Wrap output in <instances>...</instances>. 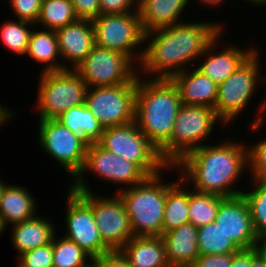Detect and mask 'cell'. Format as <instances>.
<instances>
[{"label":"cell","mask_w":266,"mask_h":267,"mask_svg":"<svg viewBox=\"0 0 266 267\" xmlns=\"http://www.w3.org/2000/svg\"><path fill=\"white\" fill-rule=\"evenodd\" d=\"M224 24L219 21H184L145 32V47L138 65V72H143V75L139 73V76L171 79L191 68L188 65L199 60L207 46L224 31Z\"/></svg>","instance_id":"obj_1"},{"label":"cell","mask_w":266,"mask_h":267,"mask_svg":"<svg viewBox=\"0 0 266 267\" xmlns=\"http://www.w3.org/2000/svg\"><path fill=\"white\" fill-rule=\"evenodd\" d=\"M175 167L194 191L224 198L238 196L244 190L234 186L248 168L247 144L227 139L220 144H206L187 153Z\"/></svg>","instance_id":"obj_2"},{"label":"cell","mask_w":266,"mask_h":267,"mask_svg":"<svg viewBox=\"0 0 266 267\" xmlns=\"http://www.w3.org/2000/svg\"><path fill=\"white\" fill-rule=\"evenodd\" d=\"M182 105L171 79H146L138 74L135 122L158 150L170 140Z\"/></svg>","instance_id":"obj_3"},{"label":"cell","mask_w":266,"mask_h":267,"mask_svg":"<svg viewBox=\"0 0 266 267\" xmlns=\"http://www.w3.org/2000/svg\"><path fill=\"white\" fill-rule=\"evenodd\" d=\"M163 172L147 176L142 182L117 193L130 218L134 236H162L166 192L176 183L164 182Z\"/></svg>","instance_id":"obj_4"},{"label":"cell","mask_w":266,"mask_h":267,"mask_svg":"<svg viewBox=\"0 0 266 267\" xmlns=\"http://www.w3.org/2000/svg\"><path fill=\"white\" fill-rule=\"evenodd\" d=\"M218 123L224 124L213 108L182 105L170 140L159 150L161 158L168 165L177 164L187 153L206 145Z\"/></svg>","instance_id":"obj_5"},{"label":"cell","mask_w":266,"mask_h":267,"mask_svg":"<svg viewBox=\"0 0 266 267\" xmlns=\"http://www.w3.org/2000/svg\"><path fill=\"white\" fill-rule=\"evenodd\" d=\"M258 50L256 49L230 77L218 85L214 110L225 126L231 125V122L236 121L237 116L244 112L259 86H266V75L261 73L262 65L259 62L261 59Z\"/></svg>","instance_id":"obj_6"},{"label":"cell","mask_w":266,"mask_h":267,"mask_svg":"<svg viewBox=\"0 0 266 267\" xmlns=\"http://www.w3.org/2000/svg\"><path fill=\"white\" fill-rule=\"evenodd\" d=\"M97 143L105 150L135 163L147 176L176 168L175 165H168L161 158L159 150L140 131L135 120L104 128L101 139Z\"/></svg>","instance_id":"obj_7"},{"label":"cell","mask_w":266,"mask_h":267,"mask_svg":"<svg viewBox=\"0 0 266 267\" xmlns=\"http://www.w3.org/2000/svg\"><path fill=\"white\" fill-rule=\"evenodd\" d=\"M35 109L38 119H55L85 103L87 84L74 69L40 73Z\"/></svg>","instance_id":"obj_8"},{"label":"cell","mask_w":266,"mask_h":267,"mask_svg":"<svg viewBox=\"0 0 266 267\" xmlns=\"http://www.w3.org/2000/svg\"><path fill=\"white\" fill-rule=\"evenodd\" d=\"M88 171L89 174L93 172L94 175L105 182L116 183V186L124 184L123 187L120 185L118 192L131 188L147 177L135 163L105 150L98 143L88 144L84 167L80 174L70 182L69 187L74 192L84 193L93 191L86 180Z\"/></svg>","instance_id":"obj_9"},{"label":"cell","mask_w":266,"mask_h":267,"mask_svg":"<svg viewBox=\"0 0 266 267\" xmlns=\"http://www.w3.org/2000/svg\"><path fill=\"white\" fill-rule=\"evenodd\" d=\"M92 24L96 46L123 53L135 64L137 63V66L140 64L145 32L138 10L123 14L100 15L92 20Z\"/></svg>","instance_id":"obj_10"},{"label":"cell","mask_w":266,"mask_h":267,"mask_svg":"<svg viewBox=\"0 0 266 267\" xmlns=\"http://www.w3.org/2000/svg\"><path fill=\"white\" fill-rule=\"evenodd\" d=\"M38 142L48 157L66 170L72 181L84 167L88 143L56 119H39Z\"/></svg>","instance_id":"obj_11"},{"label":"cell","mask_w":266,"mask_h":267,"mask_svg":"<svg viewBox=\"0 0 266 267\" xmlns=\"http://www.w3.org/2000/svg\"><path fill=\"white\" fill-rule=\"evenodd\" d=\"M74 70L88 88L128 83L139 74L137 64L127 55L96 45Z\"/></svg>","instance_id":"obj_12"},{"label":"cell","mask_w":266,"mask_h":267,"mask_svg":"<svg viewBox=\"0 0 266 267\" xmlns=\"http://www.w3.org/2000/svg\"><path fill=\"white\" fill-rule=\"evenodd\" d=\"M138 75L130 82L112 87L88 88L85 105L103 128L135 120V99Z\"/></svg>","instance_id":"obj_13"},{"label":"cell","mask_w":266,"mask_h":267,"mask_svg":"<svg viewBox=\"0 0 266 267\" xmlns=\"http://www.w3.org/2000/svg\"><path fill=\"white\" fill-rule=\"evenodd\" d=\"M66 196L64 237L75 242L92 258L111 252L103 243L91 208V192L77 193L69 186Z\"/></svg>","instance_id":"obj_14"},{"label":"cell","mask_w":266,"mask_h":267,"mask_svg":"<svg viewBox=\"0 0 266 267\" xmlns=\"http://www.w3.org/2000/svg\"><path fill=\"white\" fill-rule=\"evenodd\" d=\"M91 208L100 237L111 251H119L134 237L130 218L117 192L110 197L91 192Z\"/></svg>","instance_id":"obj_15"},{"label":"cell","mask_w":266,"mask_h":267,"mask_svg":"<svg viewBox=\"0 0 266 267\" xmlns=\"http://www.w3.org/2000/svg\"><path fill=\"white\" fill-rule=\"evenodd\" d=\"M215 222L240 250L255 248L258 237L249 204L242 194L220 203Z\"/></svg>","instance_id":"obj_16"},{"label":"cell","mask_w":266,"mask_h":267,"mask_svg":"<svg viewBox=\"0 0 266 267\" xmlns=\"http://www.w3.org/2000/svg\"><path fill=\"white\" fill-rule=\"evenodd\" d=\"M221 36H224L223 31L207 46L206 50L199 57V59L202 58L204 61L201 59L199 60L201 62L199 63L200 65L194 66L217 85L230 77L257 48L256 46H251L249 47L250 49H244L237 44L232 43L230 45L229 43L228 46H225L219 52V46L217 45L220 43Z\"/></svg>","instance_id":"obj_17"},{"label":"cell","mask_w":266,"mask_h":267,"mask_svg":"<svg viewBox=\"0 0 266 267\" xmlns=\"http://www.w3.org/2000/svg\"><path fill=\"white\" fill-rule=\"evenodd\" d=\"M56 34L61 59L64 60L62 70L74 69L95 45L94 27L91 20L78 19L57 29Z\"/></svg>","instance_id":"obj_18"},{"label":"cell","mask_w":266,"mask_h":267,"mask_svg":"<svg viewBox=\"0 0 266 267\" xmlns=\"http://www.w3.org/2000/svg\"><path fill=\"white\" fill-rule=\"evenodd\" d=\"M176 85L183 105L215 107L218 85L196 67L174 75L171 78Z\"/></svg>","instance_id":"obj_19"},{"label":"cell","mask_w":266,"mask_h":267,"mask_svg":"<svg viewBox=\"0 0 266 267\" xmlns=\"http://www.w3.org/2000/svg\"><path fill=\"white\" fill-rule=\"evenodd\" d=\"M189 3L190 0H138L144 32L182 23L181 15Z\"/></svg>","instance_id":"obj_20"},{"label":"cell","mask_w":266,"mask_h":267,"mask_svg":"<svg viewBox=\"0 0 266 267\" xmlns=\"http://www.w3.org/2000/svg\"><path fill=\"white\" fill-rule=\"evenodd\" d=\"M50 221L41 214H36L28 221L11 225L10 240H12L11 243L18 256L23 252L52 242L56 233V227L52 220Z\"/></svg>","instance_id":"obj_21"},{"label":"cell","mask_w":266,"mask_h":267,"mask_svg":"<svg viewBox=\"0 0 266 267\" xmlns=\"http://www.w3.org/2000/svg\"><path fill=\"white\" fill-rule=\"evenodd\" d=\"M119 251L131 267H163L168 263L161 236H134Z\"/></svg>","instance_id":"obj_22"},{"label":"cell","mask_w":266,"mask_h":267,"mask_svg":"<svg viewBox=\"0 0 266 267\" xmlns=\"http://www.w3.org/2000/svg\"><path fill=\"white\" fill-rule=\"evenodd\" d=\"M18 184H6L0 202V215L6 227L28 221L37 213V200L30 193V189Z\"/></svg>","instance_id":"obj_23"},{"label":"cell","mask_w":266,"mask_h":267,"mask_svg":"<svg viewBox=\"0 0 266 267\" xmlns=\"http://www.w3.org/2000/svg\"><path fill=\"white\" fill-rule=\"evenodd\" d=\"M198 228L191 223L164 233V242L168 262L192 264L200 255L198 248Z\"/></svg>","instance_id":"obj_24"},{"label":"cell","mask_w":266,"mask_h":267,"mask_svg":"<svg viewBox=\"0 0 266 267\" xmlns=\"http://www.w3.org/2000/svg\"><path fill=\"white\" fill-rule=\"evenodd\" d=\"M25 56L26 58L29 56L28 58L42 66L45 64L41 73L62 71V59L55 30H37L35 26L30 34Z\"/></svg>","instance_id":"obj_25"},{"label":"cell","mask_w":266,"mask_h":267,"mask_svg":"<svg viewBox=\"0 0 266 267\" xmlns=\"http://www.w3.org/2000/svg\"><path fill=\"white\" fill-rule=\"evenodd\" d=\"M178 177L180 180L166 192L162 235L189 222V185Z\"/></svg>","instance_id":"obj_26"},{"label":"cell","mask_w":266,"mask_h":267,"mask_svg":"<svg viewBox=\"0 0 266 267\" xmlns=\"http://www.w3.org/2000/svg\"><path fill=\"white\" fill-rule=\"evenodd\" d=\"M55 119L88 144L97 143L104 131L103 126L85 103L64 111Z\"/></svg>","instance_id":"obj_27"},{"label":"cell","mask_w":266,"mask_h":267,"mask_svg":"<svg viewBox=\"0 0 266 267\" xmlns=\"http://www.w3.org/2000/svg\"><path fill=\"white\" fill-rule=\"evenodd\" d=\"M224 199L222 196L200 193L189 187V223L203 228L215 222L220 203Z\"/></svg>","instance_id":"obj_28"},{"label":"cell","mask_w":266,"mask_h":267,"mask_svg":"<svg viewBox=\"0 0 266 267\" xmlns=\"http://www.w3.org/2000/svg\"><path fill=\"white\" fill-rule=\"evenodd\" d=\"M78 20L71 0H42L36 27L42 29L57 30Z\"/></svg>","instance_id":"obj_29"},{"label":"cell","mask_w":266,"mask_h":267,"mask_svg":"<svg viewBox=\"0 0 266 267\" xmlns=\"http://www.w3.org/2000/svg\"><path fill=\"white\" fill-rule=\"evenodd\" d=\"M197 241L200 255L238 253L240 251L216 222L198 228Z\"/></svg>","instance_id":"obj_30"},{"label":"cell","mask_w":266,"mask_h":267,"mask_svg":"<svg viewBox=\"0 0 266 267\" xmlns=\"http://www.w3.org/2000/svg\"><path fill=\"white\" fill-rule=\"evenodd\" d=\"M36 25L23 21H6L0 28V38L2 44L6 46L11 53L18 56H25L28 48L30 34Z\"/></svg>","instance_id":"obj_31"},{"label":"cell","mask_w":266,"mask_h":267,"mask_svg":"<svg viewBox=\"0 0 266 267\" xmlns=\"http://www.w3.org/2000/svg\"><path fill=\"white\" fill-rule=\"evenodd\" d=\"M250 182L253 183L252 188L244 190L242 195L249 204L253 226L259 239L266 236V179L251 178Z\"/></svg>","instance_id":"obj_32"},{"label":"cell","mask_w":266,"mask_h":267,"mask_svg":"<svg viewBox=\"0 0 266 267\" xmlns=\"http://www.w3.org/2000/svg\"><path fill=\"white\" fill-rule=\"evenodd\" d=\"M55 233L53 244V267H81L92 257L75 242L66 237H57Z\"/></svg>","instance_id":"obj_33"},{"label":"cell","mask_w":266,"mask_h":267,"mask_svg":"<svg viewBox=\"0 0 266 267\" xmlns=\"http://www.w3.org/2000/svg\"><path fill=\"white\" fill-rule=\"evenodd\" d=\"M248 170L256 179H266V137L247 144Z\"/></svg>","instance_id":"obj_34"},{"label":"cell","mask_w":266,"mask_h":267,"mask_svg":"<svg viewBox=\"0 0 266 267\" xmlns=\"http://www.w3.org/2000/svg\"><path fill=\"white\" fill-rule=\"evenodd\" d=\"M17 257V267H53V244L23 252Z\"/></svg>","instance_id":"obj_35"},{"label":"cell","mask_w":266,"mask_h":267,"mask_svg":"<svg viewBox=\"0 0 266 267\" xmlns=\"http://www.w3.org/2000/svg\"><path fill=\"white\" fill-rule=\"evenodd\" d=\"M17 20L36 24L39 17L42 0H8Z\"/></svg>","instance_id":"obj_36"},{"label":"cell","mask_w":266,"mask_h":267,"mask_svg":"<svg viewBox=\"0 0 266 267\" xmlns=\"http://www.w3.org/2000/svg\"><path fill=\"white\" fill-rule=\"evenodd\" d=\"M138 0H100V15L135 12Z\"/></svg>","instance_id":"obj_37"},{"label":"cell","mask_w":266,"mask_h":267,"mask_svg":"<svg viewBox=\"0 0 266 267\" xmlns=\"http://www.w3.org/2000/svg\"><path fill=\"white\" fill-rule=\"evenodd\" d=\"M78 19L94 20L100 16V0H71Z\"/></svg>","instance_id":"obj_38"},{"label":"cell","mask_w":266,"mask_h":267,"mask_svg":"<svg viewBox=\"0 0 266 267\" xmlns=\"http://www.w3.org/2000/svg\"><path fill=\"white\" fill-rule=\"evenodd\" d=\"M236 254L199 255L191 264V267H230Z\"/></svg>","instance_id":"obj_39"},{"label":"cell","mask_w":266,"mask_h":267,"mask_svg":"<svg viewBox=\"0 0 266 267\" xmlns=\"http://www.w3.org/2000/svg\"><path fill=\"white\" fill-rule=\"evenodd\" d=\"M96 263L98 267H131L120 251H111L96 257Z\"/></svg>","instance_id":"obj_40"},{"label":"cell","mask_w":266,"mask_h":267,"mask_svg":"<svg viewBox=\"0 0 266 267\" xmlns=\"http://www.w3.org/2000/svg\"><path fill=\"white\" fill-rule=\"evenodd\" d=\"M266 75V74H265ZM266 84V83H265ZM266 89V88H265ZM264 97V101L261 99V103H259L260 104V106H259V111L257 112L258 114H255V115H258L256 118H254L253 119V121H252V123H250V127L249 128H247V129H249L250 131L249 132H251V131H253V132H255V131H260L259 129L262 127V126H264V123L265 122H263V120H265V114H266V94H264L263 95ZM265 113V114H264ZM263 122V123H262Z\"/></svg>","instance_id":"obj_41"},{"label":"cell","mask_w":266,"mask_h":267,"mask_svg":"<svg viewBox=\"0 0 266 267\" xmlns=\"http://www.w3.org/2000/svg\"><path fill=\"white\" fill-rule=\"evenodd\" d=\"M230 267H251V249L240 250L233 257Z\"/></svg>","instance_id":"obj_42"},{"label":"cell","mask_w":266,"mask_h":267,"mask_svg":"<svg viewBox=\"0 0 266 267\" xmlns=\"http://www.w3.org/2000/svg\"><path fill=\"white\" fill-rule=\"evenodd\" d=\"M13 113L16 114L14 109L11 110L10 108H7V106H4L0 103V127L12 120L11 118L14 117Z\"/></svg>","instance_id":"obj_43"},{"label":"cell","mask_w":266,"mask_h":267,"mask_svg":"<svg viewBox=\"0 0 266 267\" xmlns=\"http://www.w3.org/2000/svg\"><path fill=\"white\" fill-rule=\"evenodd\" d=\"M254 249L266 263V236L258 239Z\"/></svg>","instance_id":"obj_44"},{"label":"cell","mask_w":266,"mask_h":267,"mask_svg":"<svg viewBox=\"0 0 266 267\" xmlns=\"http://www.w3.org/2000/svg\"><path fill=\"white\" fill-rule=\"evenodd\" d=\"M251 267H266L265 261L255 249H251Z\"/></svg>","instance_id":"obj_45"},{"label":"cell","mask_w":266,"mask_h":267,"mask_svg":"<svg viewBox=\"0 0 266 267\" xmlns=\"http://www.w3.org/2000/svg\"><path fill=\"white\" fill-rule=\"evenodd\" d=\"M224 1L226 0H199L200 3L202 4H206L205 6L208 5V7L212 8V7H218L222 5V3H224ZM221 4V5H220Z\"/></svg>","instance_id":"obj_46"},{"label":"cell","mask_w":266,"mask_h":267,"mask_svg":"<svg viewBox=\"0 0 266 267\" xmlns=\"http://www.w3.org/2000/svg\"><path fill=\"white\" fill-rule=\"evenodd\" d=\"M244 1H245V3L249 2L250 4H253V6L257 5L258 7H260V6L264 7L266 5V0H244Z\"/></svg>","instance_id":"obj_47"},{"label":"cell","mask_w":266,"mask_h":267,"mask_svg":"<svg viewBox=\"0 0 266 267\" xmlns=\"http://www.w3.org/2000/svg\"><path fill=\"white\" fill-rule=\"evenodd\" d=\"M163 267H191V265L190 264H183V263H171V262H168Z\"/></svg>","instance_id":"obj_48"},{"label":"cell","mask_w":266,"mask_h":267,"mask_svg":"<svg viewBox=\"0 0 266 267\" xmlns=\"http://www.w3.org/2000/svg\"><path fill=\"white\" fill-rule=\"evenodd\" d=\"M90 263H86L85 265L81 266V267H98L97 263H96V258H92L91 260H89Z\"/></svg>","instance_id":"obj_49"},{"label":"cell","mask_w":266,"mask_h":267,"mask_svg":"<svg viewBox=\"0 0 266 267\" xmlns=\"http://www.w3.org/2000/svg\"><path fill=\"white\" fill-rule=\"evenodd\" d=\"M7 184V182L3 181L2 177L0 178V202L2 199V194L4 191V186Z\"/></svg>","instance_id":"obj_50"},{"label":"cell","mask_w":266,"mask_h":267,"mask_svg":"<svg viewBox=\"0 0 266 267\" xmlns=\"http://www.w3.org/2000/svg\"><path fill=\"white\" fill-rule=\"evenodd\" d=\"M5 229H7V227L5 226V224L3 222V219H2V216L0 215V235L3 234V232L5 231Z\"/></svg>","instance_id":"obj_51"}]
</instances>
